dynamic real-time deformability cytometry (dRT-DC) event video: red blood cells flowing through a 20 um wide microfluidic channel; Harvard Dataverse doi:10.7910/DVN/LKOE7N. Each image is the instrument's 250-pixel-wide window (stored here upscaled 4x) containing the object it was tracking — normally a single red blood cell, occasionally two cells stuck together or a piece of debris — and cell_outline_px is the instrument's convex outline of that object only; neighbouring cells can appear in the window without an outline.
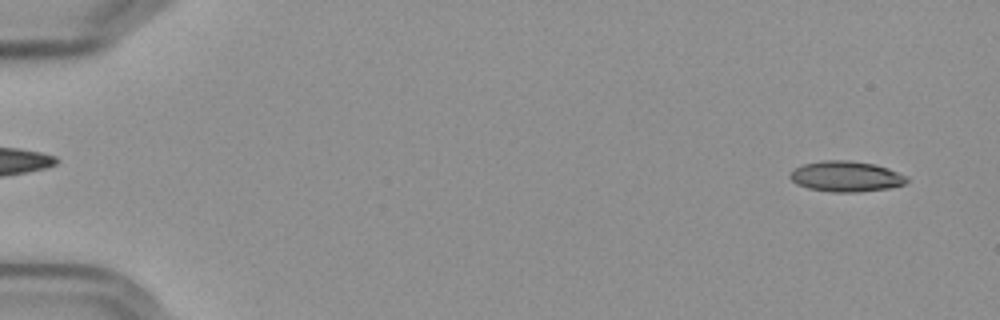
{"species": "Egyptian fruit bat (a non-hibernating species)", "species_latin": "Rousettus aegyptiacus", "temperature_condition": "cold", "stored_images_in_passage": 16, "camera_frame_rate_fps": 3000, "um_per_image_px": 0.085, "frame": {"image": 1, "passage_image": 3, "time_ms": 0.667, "image_size_px": [1000, 320], "cell_outline_px": [[908, 180], [904, 184], [888, 188], [856, 192], [832, 192], [808, 188], [796, 184], [788, 176], [796, 168], [804, 164], [824, 160], [848, 160], [872, 164], [888, 168], [908, 176]], "centroid_in_image_um": [71.92, 15.0], "position_along_channel_um": 13.1, "area_um2": 20.63}}